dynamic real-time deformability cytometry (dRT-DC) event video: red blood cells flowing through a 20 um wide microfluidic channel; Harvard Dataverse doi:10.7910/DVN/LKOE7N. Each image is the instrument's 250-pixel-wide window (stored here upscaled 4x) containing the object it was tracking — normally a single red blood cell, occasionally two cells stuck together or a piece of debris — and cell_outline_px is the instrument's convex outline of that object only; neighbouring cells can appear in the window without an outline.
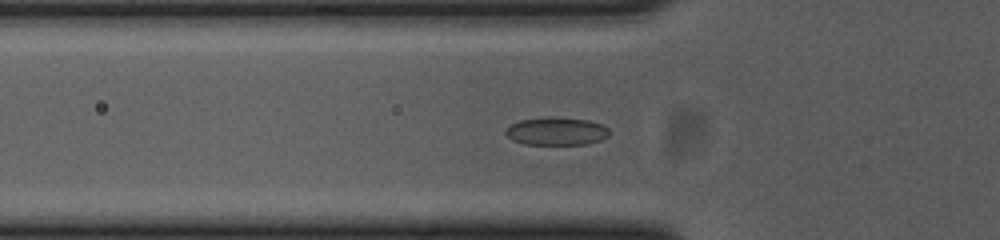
{"species": "common noctule bat (a hibernating species)", "species_latin": "Nyctalus noctula", "temperature_condition": "cold", "stored_images_in_passage": 57, "camera_frame_rate_fps": 3000, "um_per_image_px": 0.085, "animal": {"sex": "female", "body_mass_g": 23.0, "forearm_length_mm": 53.4}, "frame": {"image": 1, "passage_image": 19, "time_ms": 6.0, "image_size_px": [1000, 240], "cell_outline_px": [[608, 136], [600, 140], [588, 144], [524, 144], [508, 136], [504, 132], [512, 124], [520, 120], [548, 116], [588, 120], [604, 124], [608, 128]], "centroid_in_image_um": [47.34, 11.14], "position_along_channel_um": 78.5, "area_um2": 16.76}}
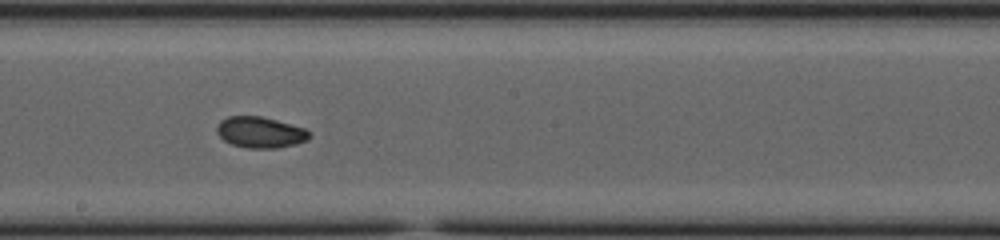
{"frame": {"image": 2, "passage_image": 31, "time_ms": 10.0, "image_size_px": [1000, 240], "cell_outline_px": [[308, 140], [296, 144], [276, 148], [248, 148], [232, 144], [224, 140], [216, 132], [216, 128], [220, 120], [228, 116], [260, 116], [276, 120], [304, 128], [308, 132]], "centroid_in_image_um": [22.08, 11.24], "position_along_channel_um": 226.1, "area_um2": 16.59}}
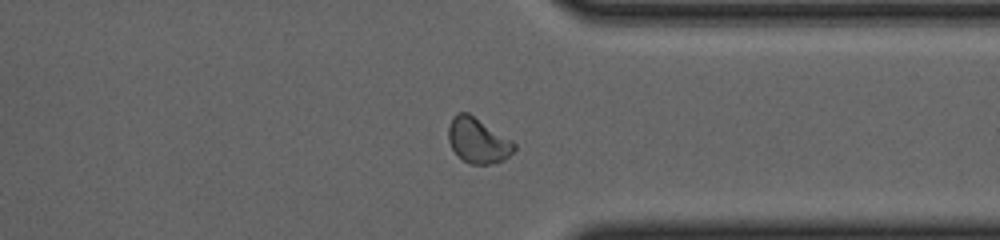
{"frame": {"image": 3, "passage_image": 43, "time_ms": 14.0, "image_size_px": [1000, 240], "cell_outline_px": [[516, 148], [504, 160], [488, 164], [472, 164], [464, 160], [452, 148], [448, 140], [448, 124], [452, 116], [460, 112], [468, 112], [512, 140], [516, 144]], "centroid_in_image_um": [40.61, 11.92], "position_along_channel_um": 370.8, "area_um2": 17.22}, "authors_computed_cell_mechanics": {"area_um2": 16.7042, "velocity_mm_per_s": 3.6777, "shape_relaxation_time_tau1_ms": 1.8595, "shape_relaxation_time_tau2_ms": 3.1386, "deformation_change_tau1": 0.0667, "deformation_change_tau2": 0.0547}}